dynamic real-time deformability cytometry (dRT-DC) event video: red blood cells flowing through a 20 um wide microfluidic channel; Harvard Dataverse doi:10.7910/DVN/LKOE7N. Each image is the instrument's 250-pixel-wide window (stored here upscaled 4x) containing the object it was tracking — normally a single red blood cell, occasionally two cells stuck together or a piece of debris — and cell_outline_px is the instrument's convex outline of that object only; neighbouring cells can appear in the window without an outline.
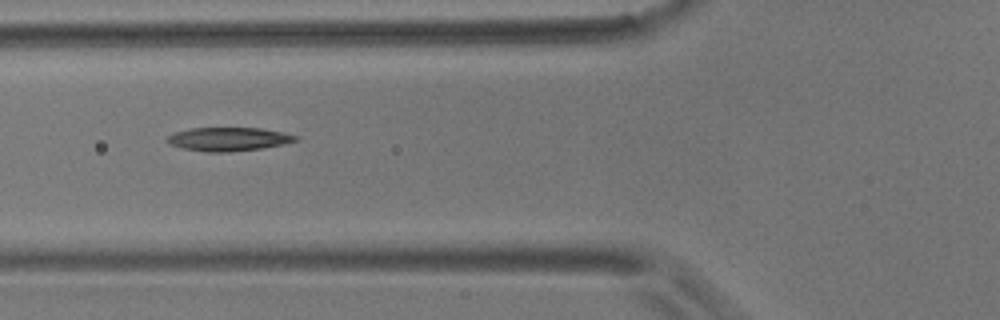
{"species": "common noctule bat (a hibernating species)", "species_latin": "Nyctalus noctula", "temperature_condition": "room temperature", "stored_images_in_passage": 12, "camera_frame_rate_fps": 3000, "um_per_image_px": 0.085, "animal": {"sex": "male", "body_mass_g": 17.9}, "frame": {"image": 1, "passage_image": 3, "time_ms": 2.0, "image_size_px": [1000, 320], "cell_outline_px": [[300, 140], [284, 144], [260, 148], [228, 152], [204, 152], [184, 148], [168, 144], [164, 140], [168, 136], [176, 132], [192, 128], [260, 128], [284, 132], [300, 136]], "centroid_in_image_um": [19.45, 11.82], "position_along_channel_um": 106.3, "area_um2": 17.74}}
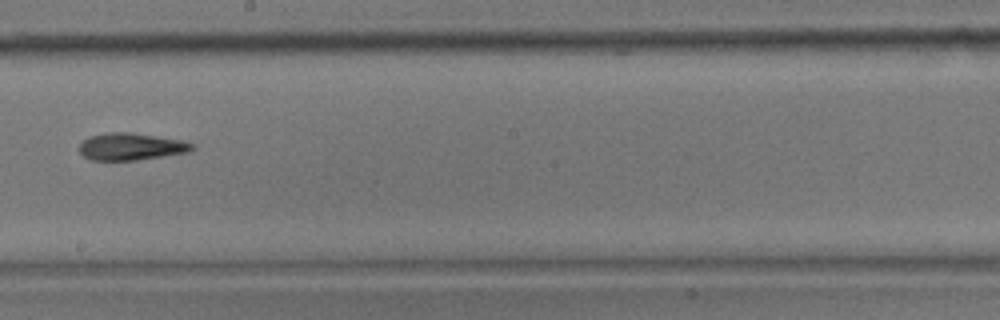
{"frame": {"image": 2, "passage_image": 6, "time_ms": 5.667, "image_size_px": [1000, 320], "cell_outline_px": [[196, 148], [188, 152], [136, 160], [92, 160], [84, 156], [80, 152], [80, 144], [88, 136], [108, 132], [132, 132], [180, 140], [196, 144]], "centroid_in_image_um": [11.15, 12.45], "position_along_channel_um": 237.0, "area_um2": 17.8}}
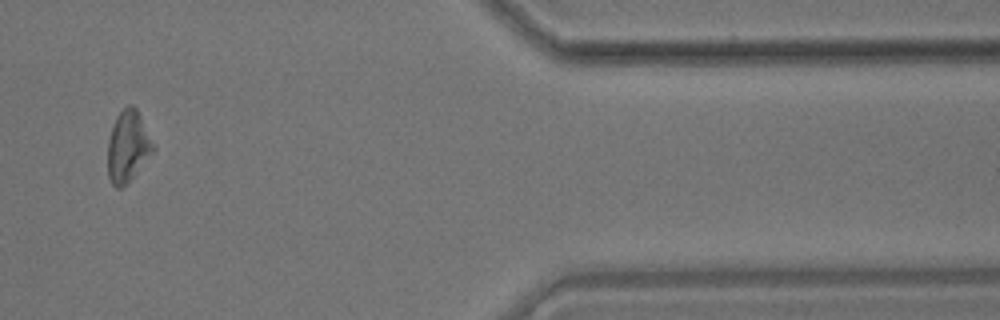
{"frame": {"image": 3, "passage_image": 10, "time_ms": 11.333, "image_size_px": [1000, 320], "cell_outline_px": [[156, 148], [132, 176], [120, 188], [116, 188], [112, 184], [108, 176], [108, 140], [112, 124], [116, 116], [128, 104], [132, 104], [136, 108], [156, 144]], "centroid_in_image_um": [10.88, 12.39], "position_along_channel_um": 400.5, "area_um2": 18.79}, "authors_computed_cell_mechanics": {"area_um2": 18.5538, "velocity_mm_per_s": 3.5619, "shape_relaxation_time_tau1_ms": 4.7849, "shape_relaxation_time_tau2_ms": 7.7874, "deformation_change_tau1": 0.1148, "deformation_change_tau2": 0.1791}}